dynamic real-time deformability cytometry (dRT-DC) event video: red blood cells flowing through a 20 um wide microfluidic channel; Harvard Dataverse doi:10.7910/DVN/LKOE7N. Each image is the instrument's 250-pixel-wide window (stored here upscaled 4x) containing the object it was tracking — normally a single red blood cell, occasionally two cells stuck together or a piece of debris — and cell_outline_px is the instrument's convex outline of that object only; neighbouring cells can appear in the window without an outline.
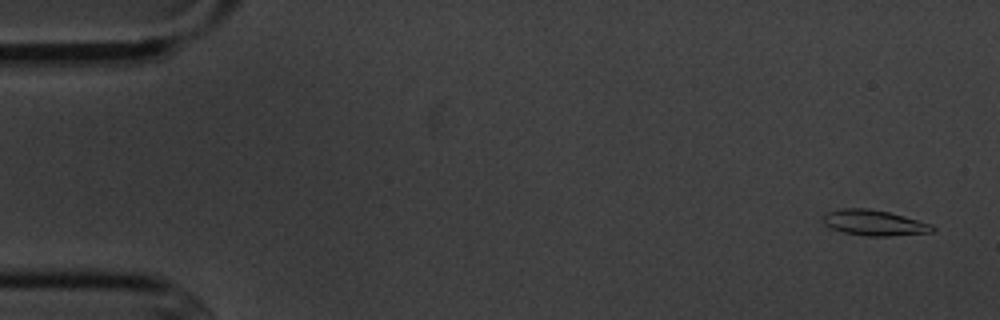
{"species": "common noctule bat (a hibernating species)", "species_latin": "Nyctalus noctula", "temperature_condition": "cold", "stored_images_in_passage": 4, "camera_frame_rate_fps": 3000, "um_per_image_px": 0.085, "animal": {"sex": "male", "body_mass_g": 20.1, "forearm_length_mm": 53.5}, "frame": {"image": 1, "passage_image": 1, "time_ms": 0.0, "image_size_px": [1000, 320], "cell_outline_px": [[936, 228], [932, 232], [888, 236], [864, 236], [840, 232], [824, 224], [820, 220], [820, 216], [824, 212], [840, 208], [868, 208], [888, 212], [904, 216], [932, 224]], "centroid_in_image_um": [74.22, 18.93], "position_along_channel_um": 10.8, "area_um2": 16.65}}
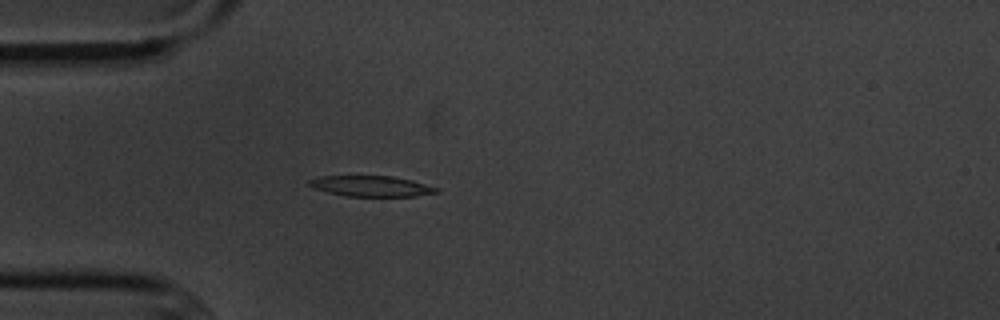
{"frame": {"image": 2, "passage_image": 4, "time_ms": 4.333, "image_size_px": [1000, 320], "cell_outline_px": [[440, 192], [416, 196], [344, 196], [328, 192], [316, 188], [308, 184], [308, 180], [320, 176], [388, 176], [412, 180], [440, 188]], "centroid_in_image_um": [31.6, 15.82], "position_along_channel_um": 53.4, "area_um2": 15.26}}